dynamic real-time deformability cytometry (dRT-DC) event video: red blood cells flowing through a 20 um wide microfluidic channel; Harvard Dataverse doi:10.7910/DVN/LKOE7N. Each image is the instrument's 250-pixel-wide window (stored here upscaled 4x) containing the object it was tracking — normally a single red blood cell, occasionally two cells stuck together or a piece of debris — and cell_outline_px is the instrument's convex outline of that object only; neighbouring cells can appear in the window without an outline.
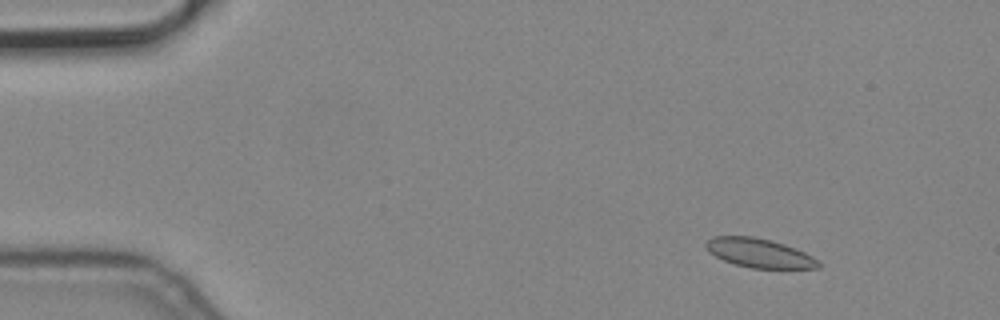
{"species": "common noctule bat (a hibernating species)", "species_latin": "Nyctalus noctula", "temperature_condition": "cold", "stored_images_in_passage": 4, "camera_frame_rate_fps": 3000, "um_per_image_px": 0.085, "animal": {"sex": "male", "body_mass_g": 19.2, "forearm_length_mm": 51.8}, "frame": {"image": 1, "passage_image": 2, "time_ms": 0.333, "image_size_px": [1000, 320], "cell_outline_px": [[820, 268], [752, 268], [736, 264], [724, 260], [708, 252], [704, 248], [704, 244], [712, 236], [752, 236], [784, 244], [804, 252], [820, 260]], "centroid_in_image_um": [64.52, 21.5], "position_along_channel_um": 20.5, "area_um2": 18.96}}
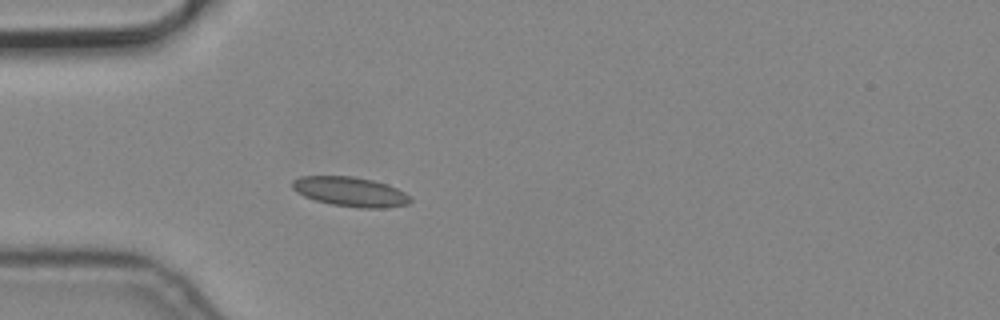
{"frame": {"image": 2, "passage_image": 4, "time_ms": 1.0, "image_size_px": [1000, 320], "cell_outline_px": [[412, 200], [408, 204], [384, 208], [360, 208], [332, 204], [316, 200], [304, 196], [296, 192], [292, 188], [292, 180], [300, 176], [352, 176], [372, 180], [388, 184], [404, 192]], "centroid_in_image_um": [29.76, 16.29], "position_along_channel_um": 55.2, "area_um2": 20.29}}